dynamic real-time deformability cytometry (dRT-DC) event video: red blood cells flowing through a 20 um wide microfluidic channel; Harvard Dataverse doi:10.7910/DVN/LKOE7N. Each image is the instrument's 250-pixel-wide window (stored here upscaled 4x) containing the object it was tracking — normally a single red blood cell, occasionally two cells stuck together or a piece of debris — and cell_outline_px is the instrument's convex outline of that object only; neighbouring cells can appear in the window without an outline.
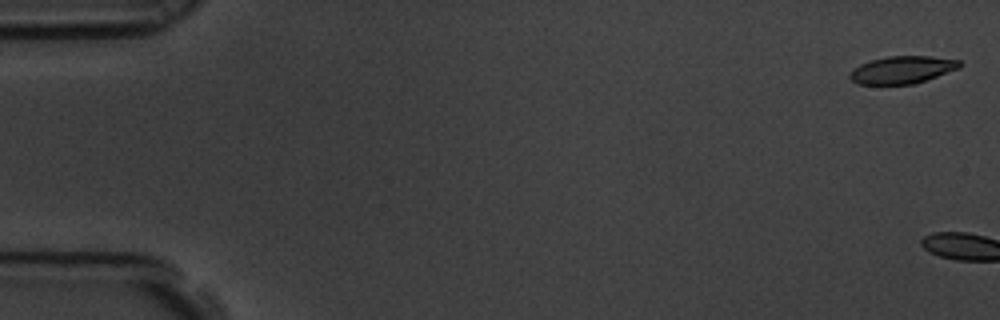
{"species": "common noctule bat (a hibernating species)", "species_latin": "Nyctalus noctula", "temperature_condition": "room temperature", "stored_images_in_passage": 4, "camera_frame_rate_fps": 3000, "um_per_image_px": 0.085, "animal": {"sex": "male", "body_mass_g": 19.5, "forearm_length_mm": 54.6}, "frame": {"image": 1, "passage_image": 1, "time_ms": 0.0, "image_size_px": [1000, 320], "cell_outline_px": [[964, 64], [960, 68], [916, 84], [856, 84], [848, 76], [852, 68], [860, 64], [872, 60], [888, 56], [932, 56], [960, 60]], "centroid_in_image_um": [76.72, 5.93], "position_along_channel_um": 8.3, "area_um2": 17.8}}